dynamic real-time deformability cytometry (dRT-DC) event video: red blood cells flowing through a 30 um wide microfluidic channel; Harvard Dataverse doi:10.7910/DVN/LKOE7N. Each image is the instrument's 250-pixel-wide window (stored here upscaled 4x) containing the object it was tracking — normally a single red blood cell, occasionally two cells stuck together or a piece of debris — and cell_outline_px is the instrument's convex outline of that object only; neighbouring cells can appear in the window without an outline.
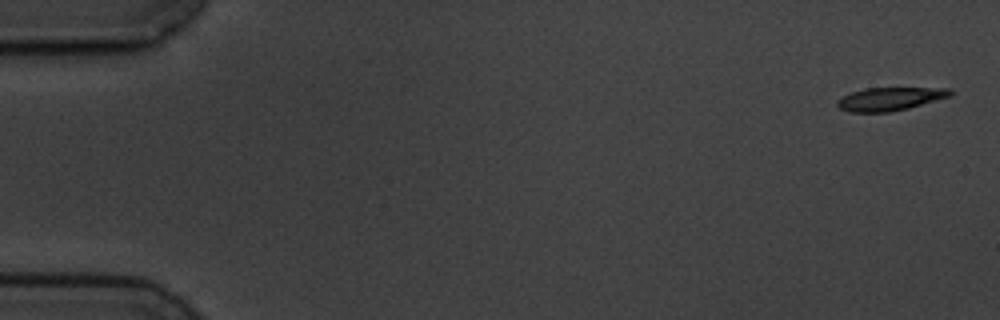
{"species": "common noctule bat (a hibernating species)", "species_latin": "Nyctalus noctula", "temperature_condition": "cold", "stored_images_in_passage": 4, "camera_frame_rate_fps": 3000, "um_per_image_px": 0.085, "animal": {"sex": "male", "body_mass_g": 19.5, "forearm_length_mm": 54.6}, "frame": {"image": 1, "passage_image": 1, "time_ms": 0.0, "image_size_px": [1000, 320], "cell_outline_px": [[952, 96], [908, 108], [892, 112], [848, 112], [840, 108], [836, 104], [836, 100], [852, 92], [864, 88], [952, 88]], "centroid_in_image_um": [75.65, 8.41], "position_along_channel_um": 9.3, "area_um2": 15.32}}
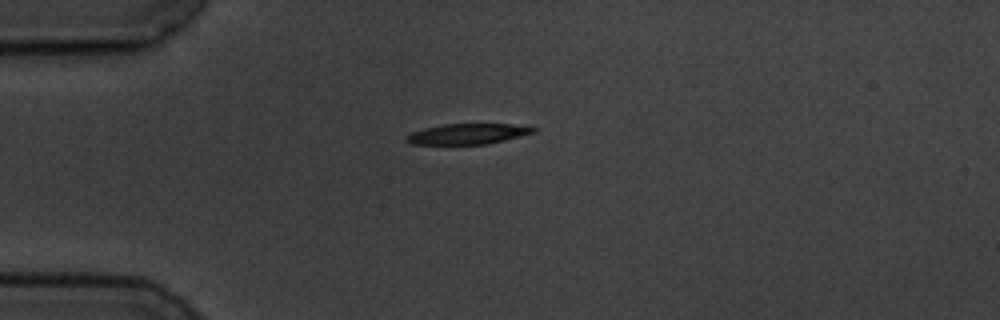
{"frame": {"image": 2, "passage_image": 4, "time_ms": 4.333, "image_size_px": [1000, 320], "cell_outline_px": [[536, 132], [488, 144], [412, 144], [404, 140], [412, 132], [424, 128], [444, 124], [512, 124], [536, 128]], "centroid_in_image_um": [39.75, 11.38], "position_along_channel_um": 45.2, "area_um2": 15.03}}